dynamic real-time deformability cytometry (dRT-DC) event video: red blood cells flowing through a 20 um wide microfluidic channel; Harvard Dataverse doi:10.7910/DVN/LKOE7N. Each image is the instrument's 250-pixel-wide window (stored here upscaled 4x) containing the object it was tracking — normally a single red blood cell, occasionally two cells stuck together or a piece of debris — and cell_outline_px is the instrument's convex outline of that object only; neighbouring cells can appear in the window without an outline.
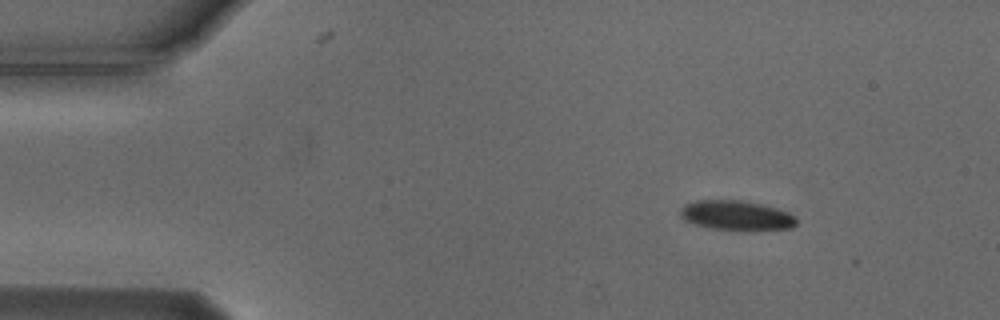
{"species": "Egyptian fruit bat (a non-hibernating species)", "species_latin": "Rousettus aegyptiacus", "temperature_condition": "cold", "stored_images_in_passage": 3, "camera_frame_rate_fps": 3000, "um_per_image_px": 0.085, "animal": {"sex": "male"}, "frame": {"image": 1, "passage_image": 2, "time_ms": 0.333, "image_size_px": [1000, 320], "cell_outline_px": [[796, 224], [792, 228], [748, 232], [708, 228], [684, 220], [680, 216], [680, 208], [684, 204], [696, 200], [740, 200], [760, 204], [776, 208], [788, 212], [796, 216]], "centroid_in_image_um": [62.6, 18.34], "position_along_channel_um": 22.4, "area_um2": 20.63}}